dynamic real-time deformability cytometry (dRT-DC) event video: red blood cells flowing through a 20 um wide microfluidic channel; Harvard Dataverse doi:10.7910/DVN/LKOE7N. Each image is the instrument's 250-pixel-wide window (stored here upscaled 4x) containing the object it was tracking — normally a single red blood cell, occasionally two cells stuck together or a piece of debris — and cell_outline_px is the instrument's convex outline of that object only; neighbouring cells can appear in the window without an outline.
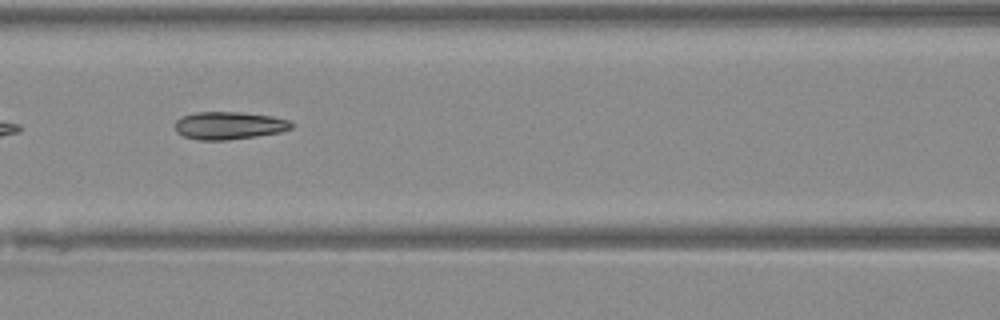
{"species": "Egyptian fruit bat (a non-hibernating species)", "species_latin": "Rousettus aegyptiacus", "temperature_condition": "warm", "stored_images_in_passage": 14, "camera_frame_rate_fps": 3000, "um_per_image_px": 0.085, "animal": {"sex": "female"}, "frame": {"image": 1, "passage_image": 7, "time_ms": 2.0, "image_size_px": [1000, 320], "cell_outline_px": [[292, 128], [280, 132], [256, 136], [224, 140], [200, 140], [184, 136], [176, 132], [176, 120], [180, 116], [196, 112], [240, 112], [272, 116], [288, 120], [292, 124]], "centroid_in_image_um": [19.44, 10.66], "position_along_channel_um": 147.2, "area_um2": 18.67}}